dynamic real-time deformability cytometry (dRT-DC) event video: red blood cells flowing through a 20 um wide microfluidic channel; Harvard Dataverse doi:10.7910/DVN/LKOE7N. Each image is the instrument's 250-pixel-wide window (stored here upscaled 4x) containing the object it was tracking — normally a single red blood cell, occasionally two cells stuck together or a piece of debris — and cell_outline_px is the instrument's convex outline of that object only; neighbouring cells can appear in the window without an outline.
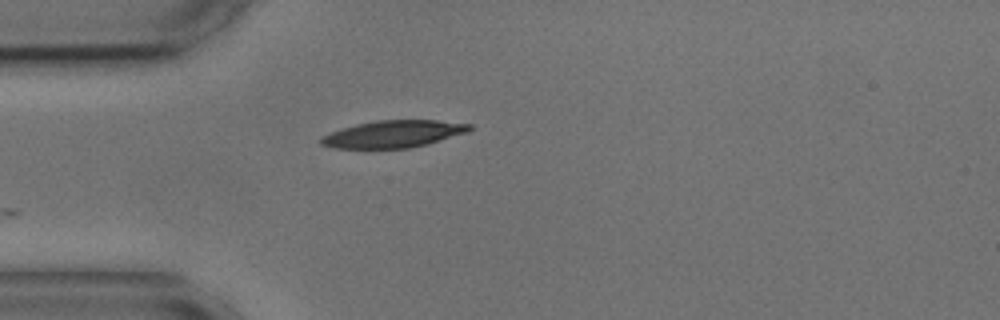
{"species": "common noctule bat (a hibernating species)", "species_latin": "Nyctalus noctula", "temperature_condition": "cold", "stored_images_in_passage": 2, "camera_frame_rate_fps": 3000, "um_per_image_px": 0.085, "animal": {"sex": "male", "body_mass_g": 17.9, "forearm_length_mm": 54.2}, "frame": {"image": 1, "passage_image": 2, "time_ms": 1.333, "image_size_px": [1000, 320], "cell_outline_px": [[472, 128], [468, 132], [428, 144], [408, 148], [332, 148], [320, 144], [320, 136], [356, 124], [376, 120], [436, 120], [472, 124]], "centroid_in_image_um": [33.45, 11.39], "position_along_channel_um": 51.6, "area_um2": 23.47}}